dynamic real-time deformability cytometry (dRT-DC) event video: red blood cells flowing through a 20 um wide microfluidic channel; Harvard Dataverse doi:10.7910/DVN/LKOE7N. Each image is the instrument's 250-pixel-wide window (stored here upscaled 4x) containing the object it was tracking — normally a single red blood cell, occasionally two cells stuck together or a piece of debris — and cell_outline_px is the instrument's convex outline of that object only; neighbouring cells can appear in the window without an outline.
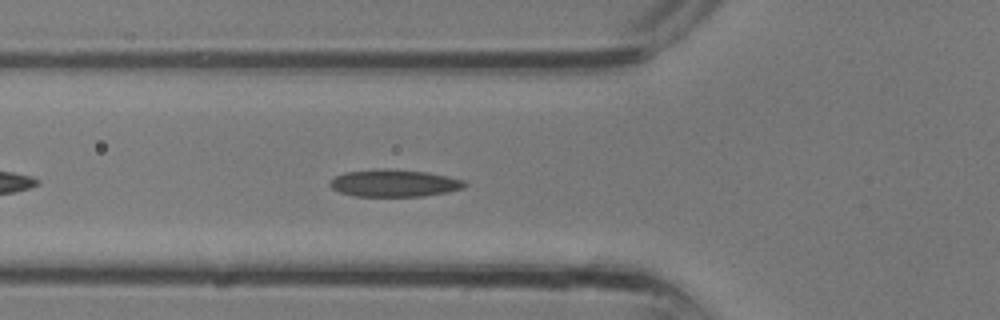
{"species": "common noctule bat (a hibernating species)", "species_latin": "Nyctalus noctula", "temperature_condition": "room temperature", "stored_images_in_passage": 24, "camera_frame_rate_fps": 3000, "um_per_image_px": 0.085, "animal": {"sex": "male", "body_mass_g": 13.3}, "frame": {"image": 1, "passage_image": 6, "time_ms": 1.667, "image_size_px": [1000, 320], "cell_outline_px": [[468, 184], [464, 188], [448, 192], [424, 196], [356, 196], [340, 192], [332, 188], [328, 184], [336, 176], [344, 172], [380, 168], [384, 168], [428, 172], [448, 176], [464, 180]], "centroid_in_image_um": [33.54, 15.56], "position_along_channel_um": 92.3, "area_um2": 21.5}}
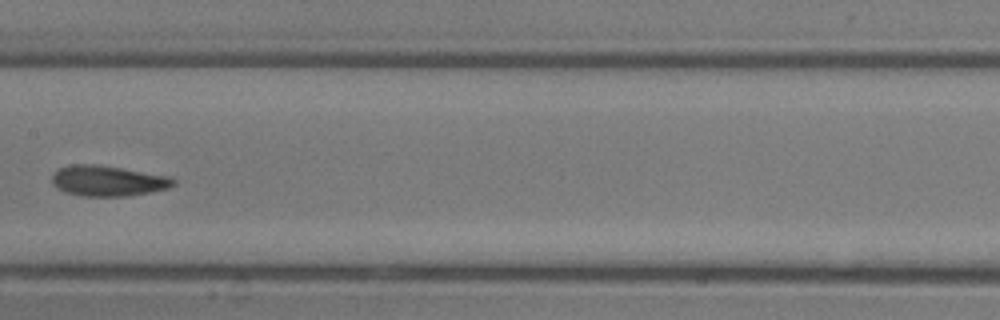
{"frame": {"image": 2, "passage_image": 11, "time_ms": 3.333, "image_size_px": [1000, 320], "cell_outline_px": [[176, 184], [168, 188], [148, 192], [124, 196], [80, 196], [64, 192], [52, 184], [52, 172], [56, 168], [72, 164], [96, 164], [168, 176], [176, 180]], "centroid_in_image_um": [9.1, 15.36], "position_along_channel_um": 198.3, "area_um2": 21.62}}
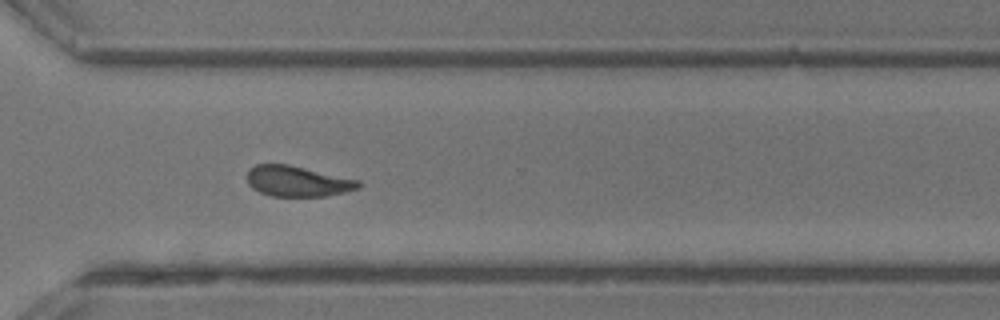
{"frame": {"image": 3, "passage_image": 18, "time_ms": 5.667, "image_size_px": [1000, 320], "cell_outline_px": [[364, 184], [360, 188], [344, 192], [324, 196], [272, 196], [260, 192], [252, 188], [248, 184], [248, 168], [256, 164], [288, 164], [360, 180]], "centroid_in_image_um": [25.31, 15.4], "position_along_channel_um": 345.3, "area_um2": 19.94}}